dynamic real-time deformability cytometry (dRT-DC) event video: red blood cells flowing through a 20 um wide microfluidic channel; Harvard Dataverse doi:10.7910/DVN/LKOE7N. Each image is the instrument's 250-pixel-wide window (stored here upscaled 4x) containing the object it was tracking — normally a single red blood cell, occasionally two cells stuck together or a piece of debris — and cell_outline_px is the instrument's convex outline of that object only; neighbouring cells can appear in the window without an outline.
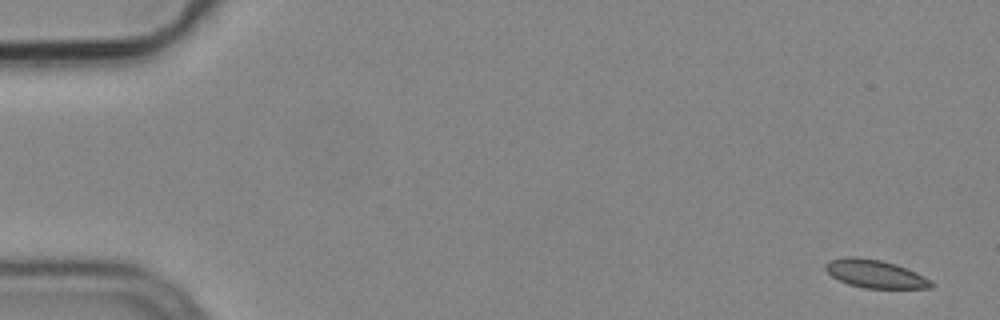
{"species": "common noctule bat (a hibernating species)", "species_latin": "Nyctalus noctula", "temperature_condition": "cold", "stored_images_in_passage": 5, "camera_frame_rate_fps": 3000, "um_per_image_px": 0.085, "animal": {"sex": "male", "body_mass_g": 19.2, "forearm_length_mm": 51.8}, "frame": {"image": 1, "passage_image": 1, "time_ms": 0.0, "image_size_px": [1000, 320], "cell_outline_px": [[936, 284], [932, 288], [864, 288], [848, 284], [832, 276], [824, 268], [824, 264], [828, 260], [848, 256], [856, 256], [880, 260], [896, 264], [916, 272], [932, 280]], "centroid_in_image_um": [74.4, 23.27], "position_along_channel_um": 10.6, "area_um2": 17.46}}
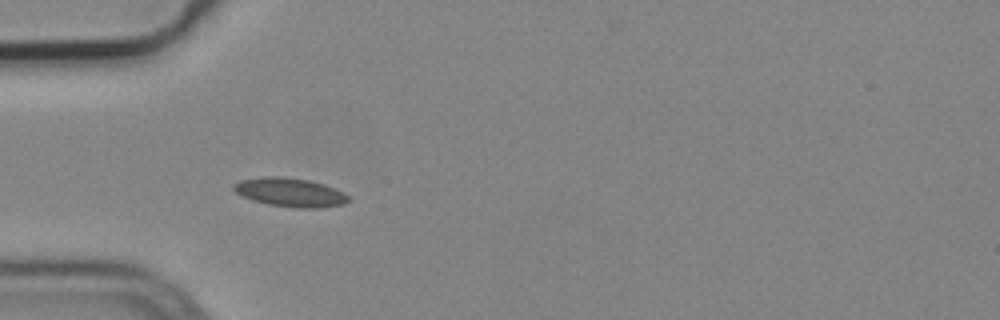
{"frame": {"image": 2, "passage_image": 5, "time_ms": 1.333, "image_size_px": [1000, 320], "cell_outline_px": [[352, 200], [344, 204], [320, 208], [296, 208], [268, 204], [252, 200], [236, 192], [232, 188], [232, 184], [240, 180], [264, 176], [280, 176], [308, 180], [324, 184], [348, 196]], "centroid_in_image_um": [24.64, 16.35], "position_along_channel_um": 60.4, "area_um2": 19.19}}